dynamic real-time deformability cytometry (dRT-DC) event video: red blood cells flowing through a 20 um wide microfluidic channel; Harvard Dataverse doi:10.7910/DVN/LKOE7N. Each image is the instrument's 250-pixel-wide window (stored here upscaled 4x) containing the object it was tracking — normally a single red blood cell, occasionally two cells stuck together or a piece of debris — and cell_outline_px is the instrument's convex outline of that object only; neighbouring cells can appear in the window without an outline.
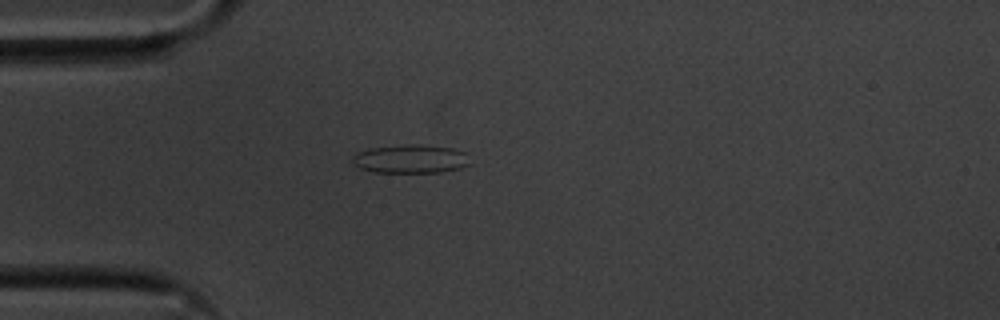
{"species": "common noctule bat (a hibernating species)", "species_latin": "Nyctalus noctula", "temperature_condition": "cold", "stored_images_in_passage": 41, "camera_frame_rate_fps": 3000, "um_per_image_px": 0.085, "animal": {"sex": "male", "body_mass_g": 20.1, "forearm_length_mm": 53.5}, "frame": {"image": 1, "passage_image": 1, "time_ms": 0.0, "image_size_px": [1000, 320], "cell_outline_px": [[468, 164], [460, 168], [440, 172], [372, 172], [360, 168], [352, 164], [352, 156], [356, 152], [368, 148], [408, 144], [420, 144], [452, 148], [468, 152]], "centroid_in_image_um": [34.87, 13.5], "position_along_channel_um": 50.1, "area_um2": 19.77}}
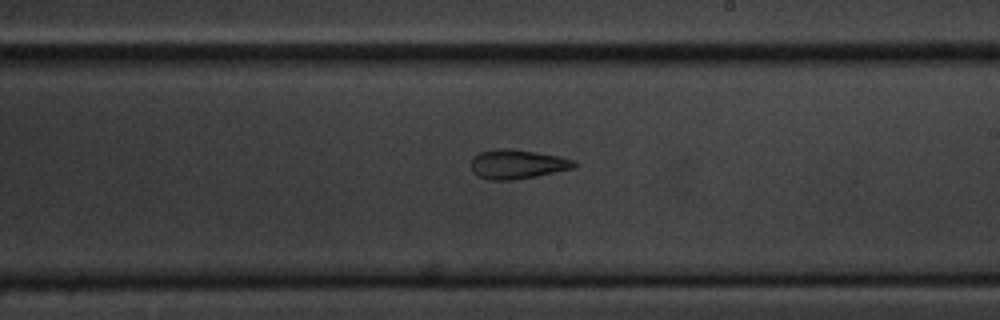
{"frame": {"image": 2, "passage_image": 18, "time_ms": 5.667, "image_size_px": [1000, 320], "cell_outline_px": [[580, 164], [576, 168], [536, 176], [512, 180], [492, 180], [480, 176], [472, 172], [472, 156], [480, 152], [492, 148], [504, 148], [560, 156], [572, 160]], "centroid_in_image_um": [43.99, 13.95], "position_along_channel_um": 245.0, "area_um2": 17.57}}
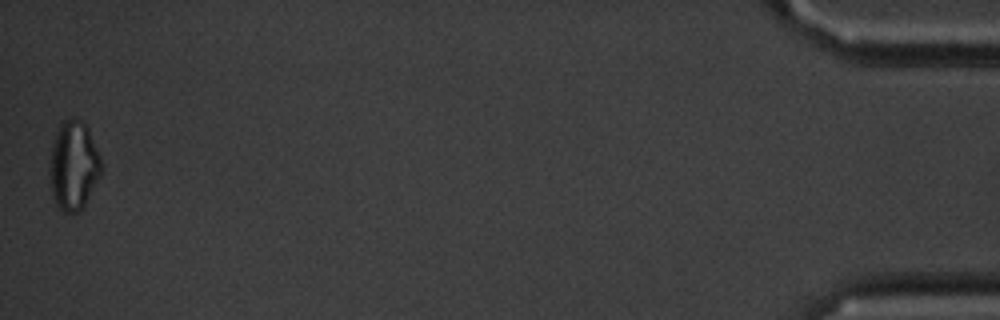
{"frame": {"image": 3, "passage_image": 41, "time_ms": 13.333, "image_size_px": [1000, 320], "cell_outline_px": [[100, 176], [80, 212], [64, 212], [56, 204], [52, 196], [48, 168], [52, 140], [60, 120], [72, 116], [80, 120], [88, 128], [100, 156]], "centroid_in_image_um": [6.2, 14.02], "position_along_channel_um": 429.0, "area_um2": 27.11}, "authors_computed_cell_mechanics": {"area_um2": 18.0914, "velocity_mm_per_s": 3.6039, "shape_relaxation_time_tau1_ms": 3.6608, "shape_relaxation_time_tau2_ms": 2.7786, "deformation_change_tau1": 0.0935, "deformation_change_tau2": 0.1118}}